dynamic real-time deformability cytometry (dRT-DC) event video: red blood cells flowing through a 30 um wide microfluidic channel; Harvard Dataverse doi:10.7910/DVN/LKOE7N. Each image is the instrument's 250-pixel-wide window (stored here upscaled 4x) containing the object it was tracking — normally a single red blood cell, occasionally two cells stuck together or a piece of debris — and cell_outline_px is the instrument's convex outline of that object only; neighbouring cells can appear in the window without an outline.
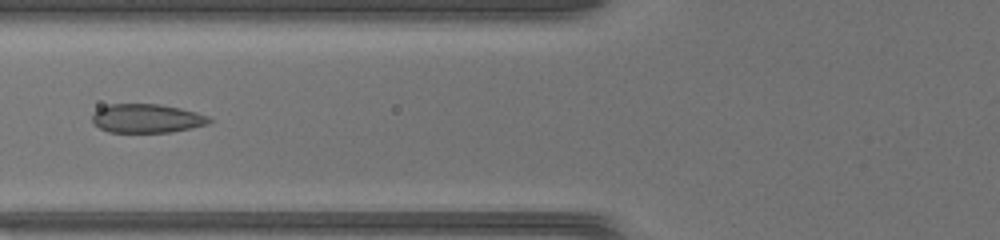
{"species": "common noctule bat (a hibernating species)", "species_latin": "Nyctalus noctula", "temperature_condition": "warm", "stored_images_in_passage": 40, "camera_frame_rate_fps": 3000, "um_per_image_px": 0.085, "animal": {"sex": "female", "body_mass_g": 17.0, "forearm_length_mm": 48.0}, "frame": {"image": 1, "passage_image": 10, "time_ms": 3.0, "image_size_px": [1000, 240], "cell_outline_px": [[212, 120], [208, 124], [192, 128], [172, 132], [108, 132], [100, 128], [92, 120], [92, 112], [108, 104], [160, 104], [180, 108], [196, 112], [208, 116]], "centroid_in_image_um": [12.48, 10.06], "position_along_channel_um": 113.3, "area_um2": 19.71}}
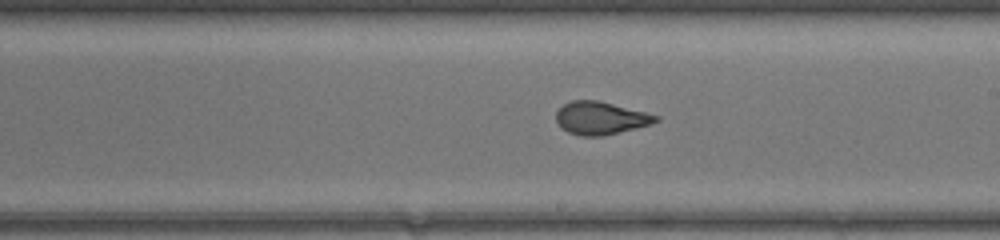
{"frame": {"image": 2, "passage_image": 19, "time_ms": 6.0, "image_size_px": [1000, 240], "cell_outline_px": [[660, 120], [652, 124], [604, 136], [580, 136], [568, 132], [560, 128], [556, 120], [556, 112], [564, 104], [572, 100], [596, 100], [660, 116]], "centroid_in_image_um": [51.03, 10.05], "position_along_channel_um": 238.0, "area_um2": 19.02}}
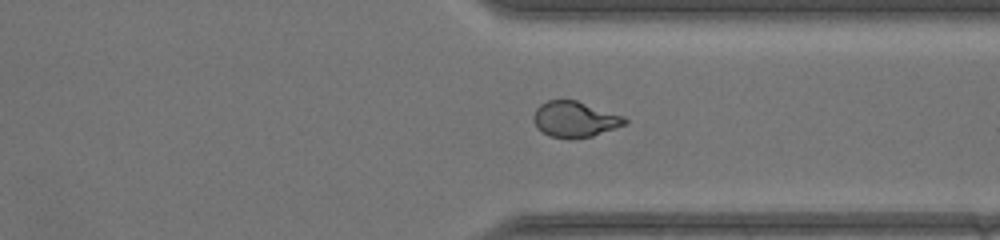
{"frame": {"image": 3, "passage_image": 28, "time_ms": 9.0, "image_size_px": [1000, 240], "cell_outline_px": [[628, 124], [592, 136], [572, 140], [568, 140], [548, 136], [536, 128], [532, 120], [532, 116], [536, 108], [540, 104], [548, 100], [576, 100], [624, 116], [628, 120]], "centroid_in_image_um": [48.83, 10.16], "position_along_channel_um": 362.6, "area_um2": 19.48}, "authors_computed_cell_mechanics": {"area_um2": 19.5364, "velocity_mm_per_s": 4.1591, "shape_relaxation_time_tau1_ms": 7.4244, "shape_relaxation_time_tau2_ms": null, "deformation_change_tau1": 0.2158, "deformation_change_tau2": null}}